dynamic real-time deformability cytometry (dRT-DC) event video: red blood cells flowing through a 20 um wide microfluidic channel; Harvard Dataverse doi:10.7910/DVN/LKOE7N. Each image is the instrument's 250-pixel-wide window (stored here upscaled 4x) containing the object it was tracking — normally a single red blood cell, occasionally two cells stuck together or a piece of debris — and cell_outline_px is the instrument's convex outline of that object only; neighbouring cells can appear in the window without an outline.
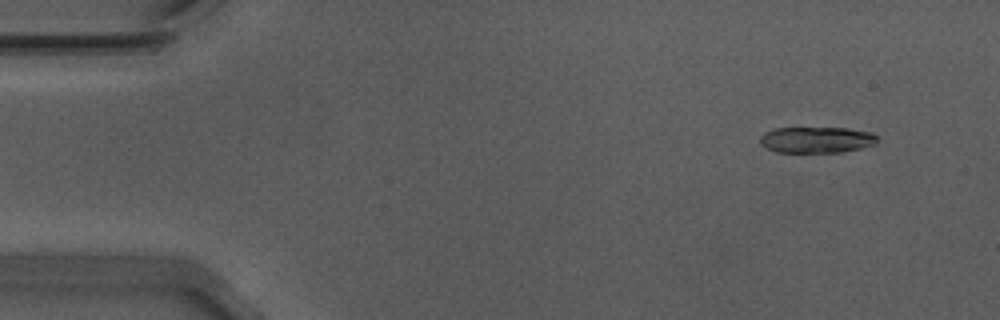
{"species": "Egyptian fruit bat (a non-hibernating species)", "species_latin": "Rousettus aegyptiacus", "temperature_condition": "warm", "stored_images_in_passage": 55, "camera_frame_rate_fps": 3000, "um_per_image_px": 0.085, "animal": {"sex": "male"}, "frame": {"image": 1, "passage_image": 5, "time_ms": 1.333, "image_size_px": [1000, 320], "cell_outline_px": [[876, 140], [872, 144], [860, 148], [844, 152], [776, 152], [760, 144], [760, 136], [764, 132], [776, 128], [848, 128], [872, 132], [876, 136]], "centroid_in_image_um": [69.37, 11.88], "position_along_channel_um": 15.6, "area_um2": 17.74}}
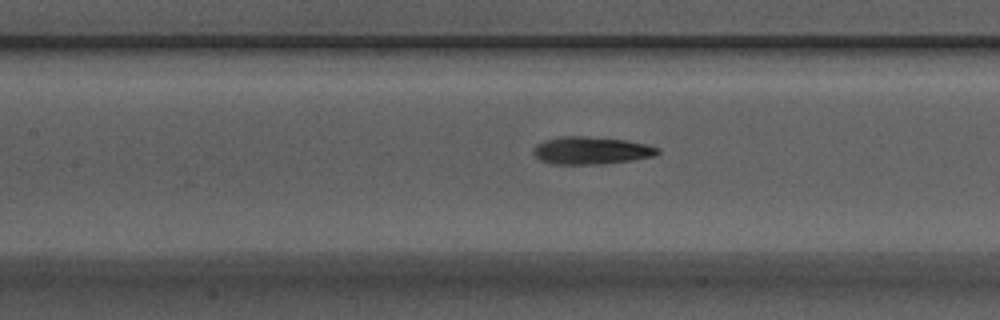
{"frame": {"image": 2, "passage_image": 25, "time_ms": 8.0, "image_size_px": [1000, 320], "cell_outline_px": [[660, 152], [652, 156], [632, 160], [604, 164], [552, 164], [540, 160], [532, 152], [536, 144], [544, 140], [564, 136], [580, 136], [624, 140], [644, 144], [660, 148]], "centroid_in_image_um": [50.22, 12.8], "position_along_channel_um": 157.2, "area_um2": 19.77}}
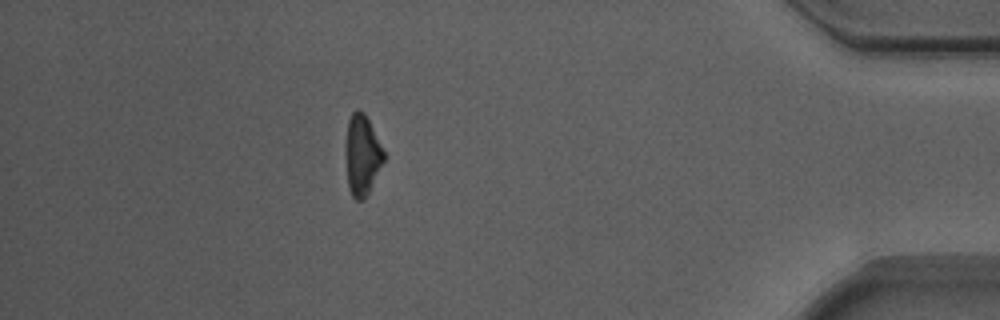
{"frame": {"image": 3, "passage_image": 49, "time_ms": 16.0, "image_size_px": [1000, 320], "cell_outline_px": [[384, 160], [364, 200], [356, 200], [352, 196], [348, 188], [344, 152], [344, 148], [348, 120], [352, 112], [356, 108], [364, 112], [384, 152]], "centroid_in_image_um": [30.73, 13.17], "position_along_channel_um": 404.5, "area_um2": 17.92}, "authors_computed_cell_mechanics": {"area_um2": 18.8428, "velocity_mm_per_s": 3.7219, "shape_relaxation_time_tau1_ms": 4.3835, "shape_relaxation_time_tau2_ms": 3.6527, "deformation_change_tau1": 0.1744, "deformation_change_tau2": 0.1525}}